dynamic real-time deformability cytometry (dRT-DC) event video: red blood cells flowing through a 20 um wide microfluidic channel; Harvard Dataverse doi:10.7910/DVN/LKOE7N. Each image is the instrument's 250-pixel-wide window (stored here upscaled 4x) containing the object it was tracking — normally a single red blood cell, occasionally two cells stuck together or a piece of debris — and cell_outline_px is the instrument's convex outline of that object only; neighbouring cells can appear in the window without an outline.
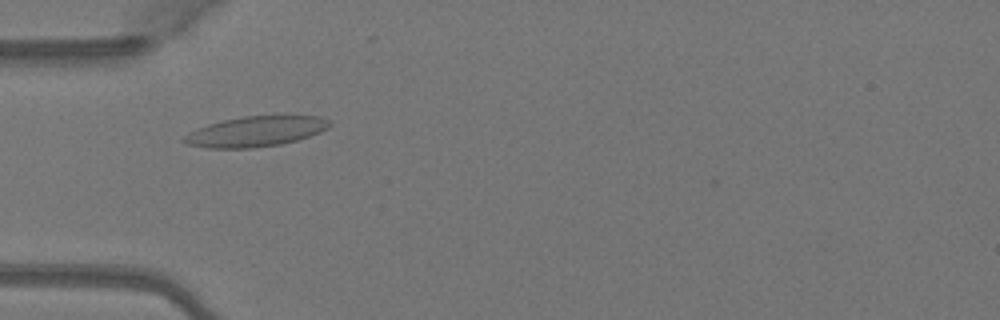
{"species": "Egyptian fruit bat (a non-hibernating species)", "species_latin": "Rousettus aegyptiacus", "temperature_condition": "warm", "stored_images_in_passage": 36, "camera_frame_rate_fps": 3000, "um_per_image_px": 0.085, "animal": {"sex": "female"}, "frame": {"image": 1, "passage_image": 2, "time_ms": 0.333, "image_size_px": [1000, 320], "cell_outline_px": [[332, 124], [328, 128], [320, 132], [296, 140], [280, 144], [252, 148], [208, 148], [188, 144], [180, 140], [184, 136], [208, 124], [224, 120], [244, 116], [320, 116], [328, 120]], "centroid_in_image_um": [21.75, 11.18], "position_along_channel_um": 63.3, "area_um2": 25.32}}
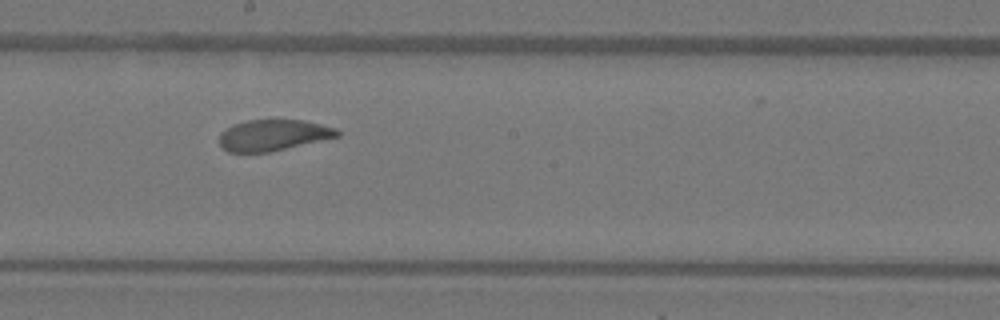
{"frame": {"image": 2, "passage_image": 14, "time_ms": 4.333, "image_size_px": [1000, 320], "cell_outline_px": [[340, 136], [268, 152], [228, 152], [220, 144], [220, 132], [232, 124], [244, 120], [304, 120], [336, 128], [340, 132]], "centroid_in_image_um": [23.2, 11.47], "position_along_channel_um": 225.0, "area_um2": 21.27}}
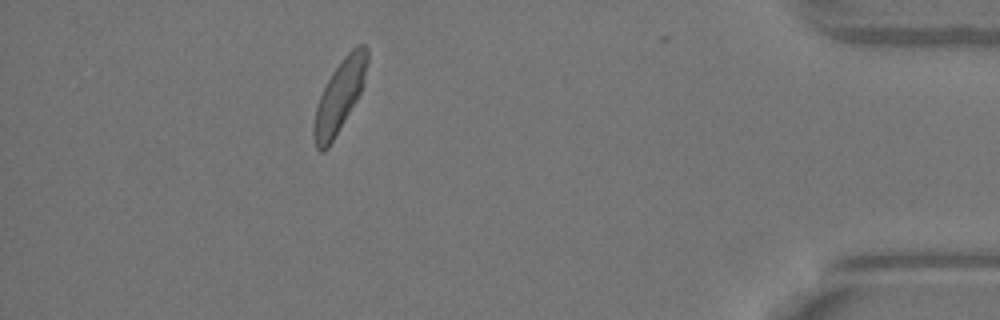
{"frame": {"image": 3, "passage_image": 31, "time_ms": 10.0, "image_size_px": [1000, 320], "cell_outline_px": [[368, 60], [364, 80], [360, 92], [356, 100], [328, 148], [324, 152], [320, 152], [316, 148], [312, 136], [312, 128], [316, 108], [320, 96], [332, 72], [344, 56], [356, 44], [364, 44], [368, 48]], "centroid_in_image_um": [28.84, 8.17], "position_along_channel_um": 406.4, "area_um2": 22.14}, "authors_computed_cell_mechanics": {"area_um2": 22.5131, "velocity_mm_per_s": 4.075, "shape_relaxation_time_tau1_ms": 2.9389, "shape_relaxation_time_tau2_ms": 1.7296, "deformation_change_tau1": 0.1208, "deformation_change_tau2": 0.0734}}